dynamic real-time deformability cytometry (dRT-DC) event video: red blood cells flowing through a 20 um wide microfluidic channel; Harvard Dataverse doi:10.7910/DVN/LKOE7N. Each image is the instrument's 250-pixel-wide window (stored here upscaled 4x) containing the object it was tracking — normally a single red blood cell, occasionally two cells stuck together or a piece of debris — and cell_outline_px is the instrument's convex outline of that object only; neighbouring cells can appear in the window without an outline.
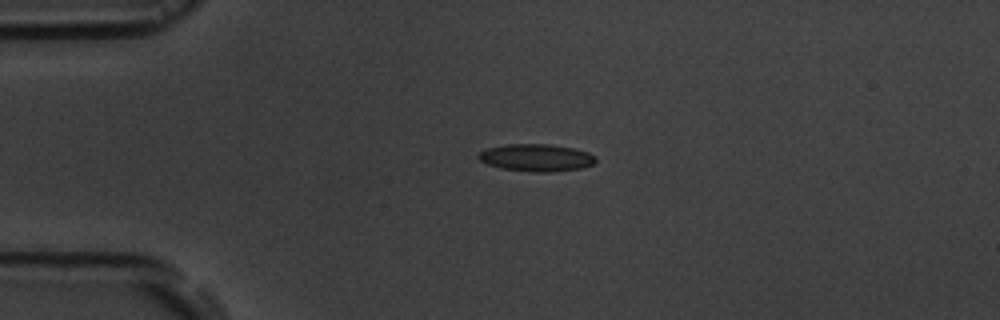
{"species": "common noctule bat (a hibernating species)", "species_latin": "Nyctalus noctula", "temperature_condition": "room temperature", "stored_images_in_passage": 3, "camera_frame_rate_fps": 3000, "um_per_image_px": 0.085, "animal": {"sex": "male", "body_mass_g": 19.5, "forearm_length_mm": 54.6}, "frame": {"image": 1, "passage_image": 1, "time_ms": 0.0, "image_size_px": [1000, 320], "cell_outline_px": [[596, 160], [592, 164], [580, 168], [552, 172], [536, 172], [500, 168], [488, 164], [480, 160], [476, 156], [480, 152], [488, 148], [504, 144], [552, 144], [572, 148], [588, 152], [596, 156]], "centroid_in_image_um": [45.58, 13.39], "position_along_channel_um": 39.4, "area_um2": 18.61}}
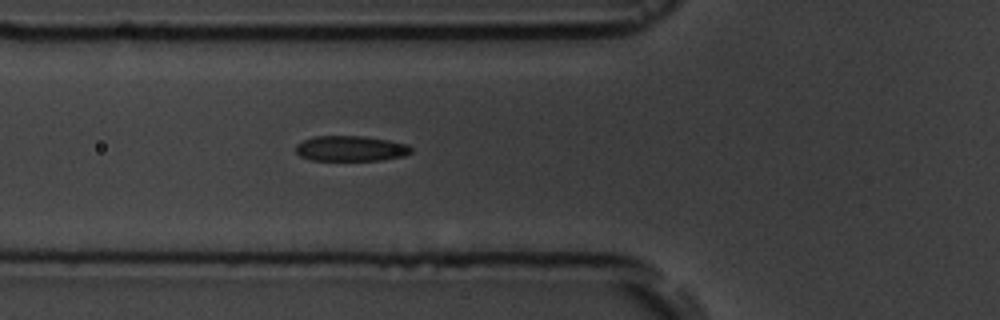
{"frame": {"image": 2, "passage_image": 3, "time_ms": 2.333, "image_size_px": [1000, 320], "cell_outline_px": [[412, 152], [404, 156], [380, 160], [312, 160], [300, 156], [296, 152], [296, 144], [304, 140], [316, 136], [364, 136], [388, 140], [408, 144], [412, 148]], "centroid_in_image_um": [29.83, 12.62], "position_along_channel_um": 96.0, "area_um2": 17.05}}